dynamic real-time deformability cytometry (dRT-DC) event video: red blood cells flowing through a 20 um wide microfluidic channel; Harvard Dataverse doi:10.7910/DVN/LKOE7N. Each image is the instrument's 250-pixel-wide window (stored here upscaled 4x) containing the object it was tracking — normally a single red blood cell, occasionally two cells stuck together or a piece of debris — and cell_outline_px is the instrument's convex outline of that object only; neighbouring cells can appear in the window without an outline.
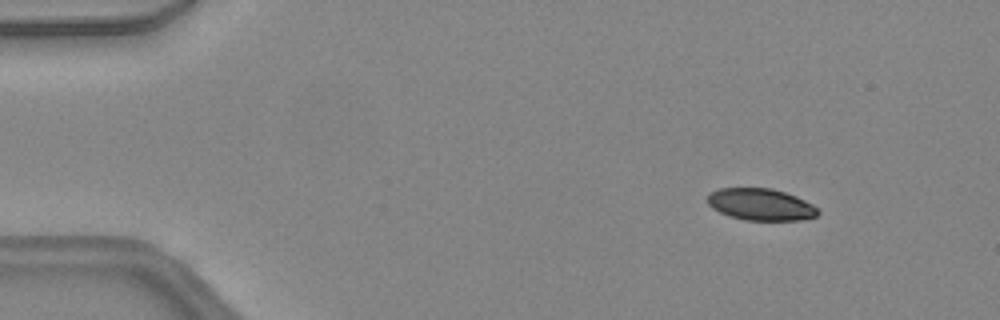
{"species": "common noctule bat (a hibernating species)", "species_latin": "Nyctalus noctula", "temperature_condition": "warm", "stored_images_in_passage": 46, "camera_frame_rate_fps": 3000, "um_per_image_px": 0.085, "animal": {"sex": "female", "body_mass_g": 24.6, "forearm_length_mm": 56.2}, "frame": {"image": 1, "passage_image": 5, "time_ms": 1.333, "image_size_px": [1000, 320], "cell_outline_px": [[820, 212], [816, 216], [800, 220], [744, 220], [728, 216], [712, 208], [708, 204], [708, 196], [712, 192], [720, 188], [772, 188], [796, 196], [812, 204]], "centroid_in_image_um": [64.66, 17.38], "position_along_channel_um": 20.3, "area_um2": 20.4}}
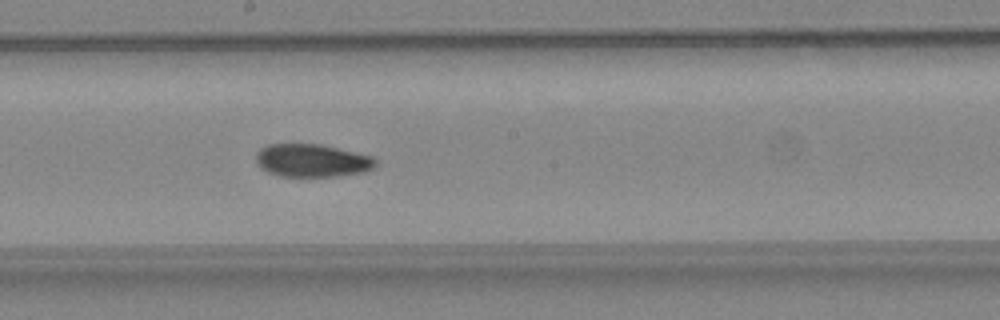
{"frame": {"image": 2, "passage_image": 25, "time_ms": 8.0, "image_size_px": [1000, 320], "cell_outline_px": [[376, 168], [364, 172], [340, 176], [280, 176], [268, 172], [260, 168], [256, 164], [256, 152], [260, 148], [268, 144], [320, 144], [372, 156], [376, 160]], "centroid_in_image_um": [26.51, 13.65], "position_along_channel_um": 221.7, "area_um2": 23.12}}
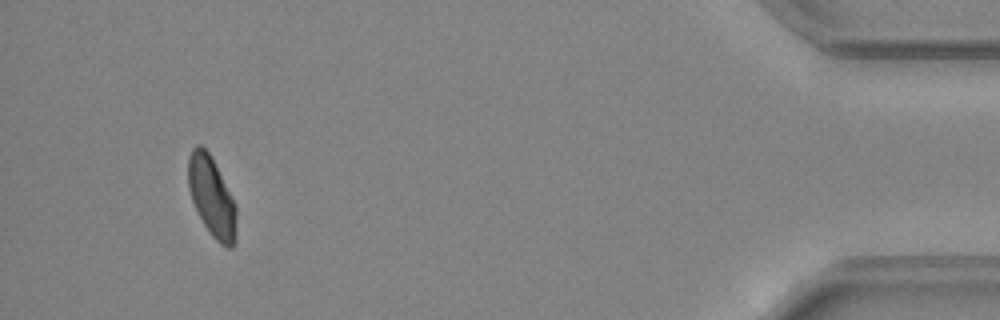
{"frame": {"image": 3, "passage_image": 43, "time_ms": 14.0, "image_size_px": [1000, 320], "cell_outline_px": [[236, 240], [232, 248], [228, 248], [220, 244], [212, 236], [204, 224], [192, 200], [188, 188], [188, 156], [192, 148], [196, 144], [200, 144], [208, 152], [236, 208]], "centroid_in_image_um": [17.97, 16.76], "position_along_channel_um": 417.2, "area_um2": 21.85}, "authors_computed_cell_mechanics": {"area_um2": 22.9466, "velocity_mm_per_s": 4.4603, "shape_relaxation_time_tau1_ms": 4.442, "shape_relaxation_time_tau2_ms": 3.7289, "deformation_change_tau1": 0.1327, "deformation_change_tau2": 0.0981}}